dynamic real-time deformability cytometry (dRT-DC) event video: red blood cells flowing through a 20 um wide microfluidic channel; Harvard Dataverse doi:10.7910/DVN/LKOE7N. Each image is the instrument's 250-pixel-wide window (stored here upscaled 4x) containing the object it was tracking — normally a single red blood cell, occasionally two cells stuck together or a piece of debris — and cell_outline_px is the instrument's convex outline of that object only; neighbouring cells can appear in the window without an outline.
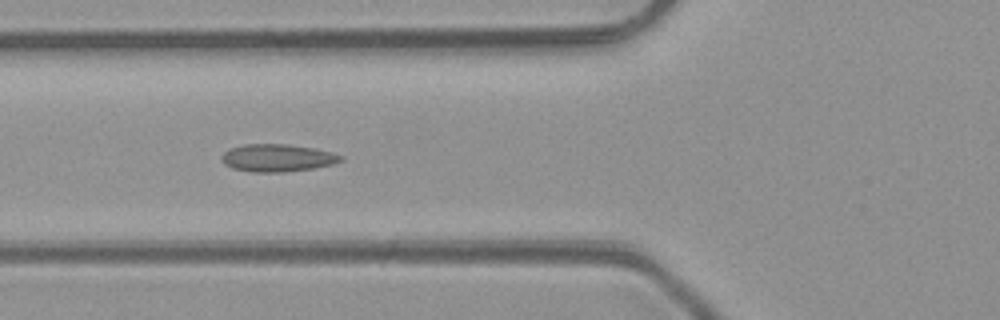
{"species": "common noctule bat (a hibernating species)", "species_latin": "Nyctalus noctula", "temperature_condition": "room temperature", "stored_images_in_passage": 6, "camera_frame_rate_fps": 3000, "um_per_image_px": 0.085, "animal": {"sex": "male", "body_mass_g": 23.1, "forearm_length_mm": 52.7}, "frame": {"image": 1, "passage_image": 5, "time_ms": 4.667, "image_size_px": [1000, 320], "cell_outline_px": [[344, 160], [332, 164], [312, 168], [284, 172], [252, 172], [232, 168], [224, 164], [220, 160], [220, 156], [224, 152], [232, 148], [244, 144], [288, 144], [316, 148], [332, 152], [344, 156]], "centroid_in_image_um": [23.58, 13.42], "position_along_channel_um": 102.2, "area_um2": 19.25}}
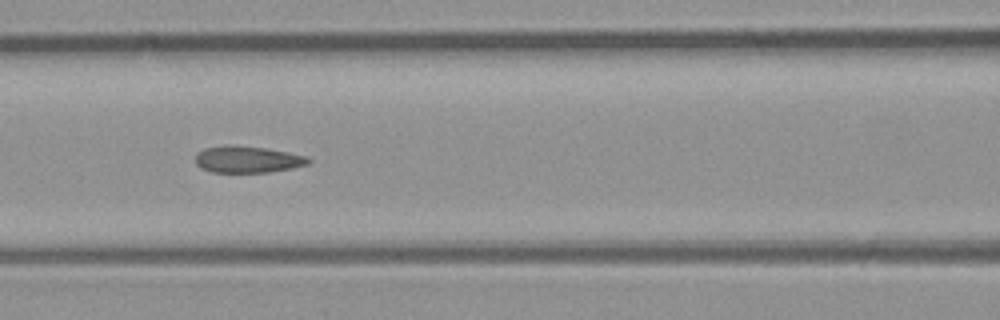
{"frame": {"image": 2, "passage_image": 6, "time_ms": 5.667, "image_size_px": [1000, 320], "cell_outline_px": [[312, 160], [308, 164], [268, 172], [212, 172], [200, 168], [196, 164], [196, 152], [204, 148], [224, 144], [232, 144], [268, 148], [308, 156]], "centroid_in_image_um": [21.0, 13.52], "position_along_channel_um": 145.6, "area_um2": 17.8}}